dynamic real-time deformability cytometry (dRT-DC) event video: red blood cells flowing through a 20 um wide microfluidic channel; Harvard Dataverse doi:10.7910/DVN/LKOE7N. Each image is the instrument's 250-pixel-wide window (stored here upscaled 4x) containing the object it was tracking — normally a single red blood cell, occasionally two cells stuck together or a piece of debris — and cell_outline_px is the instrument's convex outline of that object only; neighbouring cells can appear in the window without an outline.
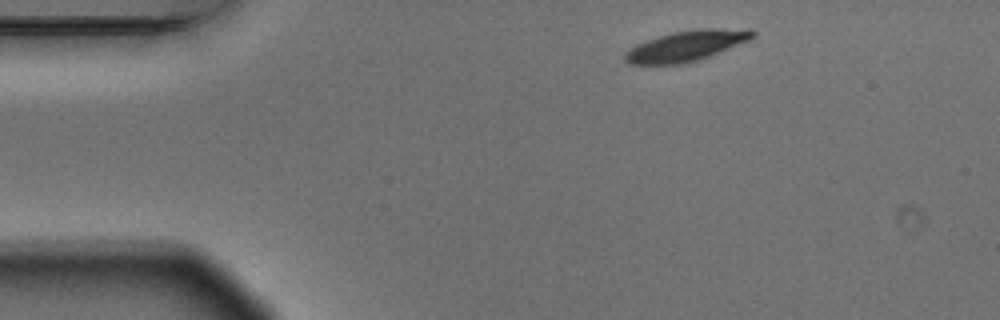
{"species": "Egyptian fruit bat (a non-hibernating species)", "species_latin": "Rousettus aegyptiacus", "temperature_condition": "warm", "stored_images_in_passage": 3, "camera_frame_rate_fps": 3000, "um_per_image_px": 0.085, "animal": {"sex": "male"}, "frame": {"image": 1, "passage_image": 1, "time_ms": 0.0, "image_size_px": [1000, 320], "cell_outline_px": [[756, 36], [748, 40], [708, 56], [696, 60], [680, 64], [628, 64], [624, 60], [624, 52], [636, 44], [672, 32], [700, 28], [752, 28], [756, 32]], "centroid_in_image_um": [58.35, 3.87], "position_along_channel_um": 26.7, "area_um2": 22.6}}